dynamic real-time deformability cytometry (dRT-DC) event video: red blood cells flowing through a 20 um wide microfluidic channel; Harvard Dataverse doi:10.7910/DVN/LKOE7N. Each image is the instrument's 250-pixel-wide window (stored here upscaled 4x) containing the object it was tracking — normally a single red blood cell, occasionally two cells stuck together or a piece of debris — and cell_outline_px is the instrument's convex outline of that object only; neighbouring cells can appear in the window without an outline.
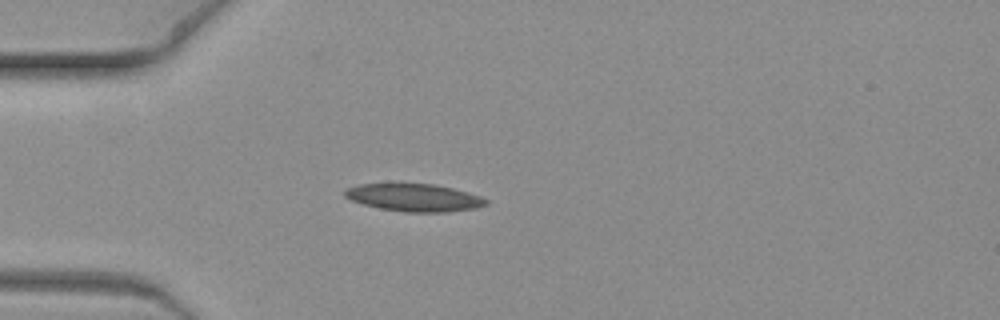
{"species": "common noctule bat (a hibernating species)", "species_latin": "Nyctalus noctula", "temperature_condition": "warm", "stored_images_in_passage": 7, "camera_frame_rate_fps": 3000, "um_per_image_px": 0.085, "animal": {"sex": "female", "body_mass_g": 19.3, "forearm_length_mm": 54.1}, "frame": {"image": 1, "passage_image": 5, "time_ms": 1.333, "image_size_px": [1000, 320], "cell_outline_px": [[488, 204], [476, 208], [444, 212], [404, 212], [380, 208], [364, 204], [352, 200], [344, 196], [344, 192], [348, 188], [360, 184], [432, 184], [452, 188], [468, 192], [480, 196], [488, 200]], "centroid_in_image_um": [35.23, 16.8], "position_along_channel_um": 49.8, "area_um2": 22.43}}
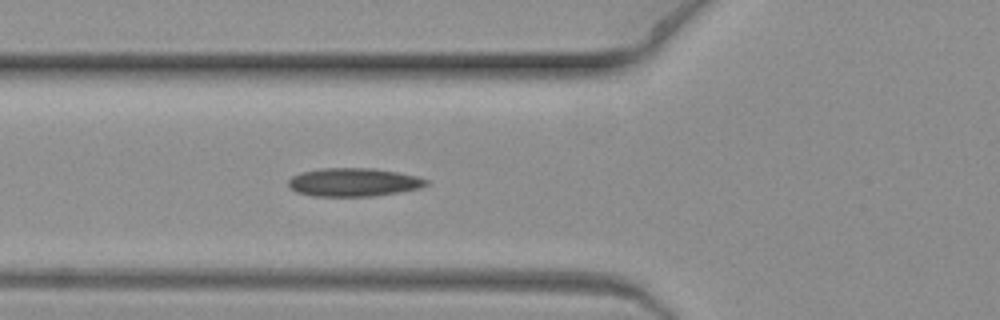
{"frame": {"image": 2, "passage_image": 7, "time_ms": 2.0, "image_size_px": [1000, 320], "cell_outline_px": [[428, 184], [420, 188], [400, 192], [372, 196], [312, 196], [296, 192], [288, 188], [288, 180], [292, 176], [300, 172], [324, 168], [372, 168], [396, 172], [416, 176], [428, 180]], "centroid_in_image_um": [30.01, 15.49], "position_along_channel_um": 95.8, "area_um2": 22.83}}